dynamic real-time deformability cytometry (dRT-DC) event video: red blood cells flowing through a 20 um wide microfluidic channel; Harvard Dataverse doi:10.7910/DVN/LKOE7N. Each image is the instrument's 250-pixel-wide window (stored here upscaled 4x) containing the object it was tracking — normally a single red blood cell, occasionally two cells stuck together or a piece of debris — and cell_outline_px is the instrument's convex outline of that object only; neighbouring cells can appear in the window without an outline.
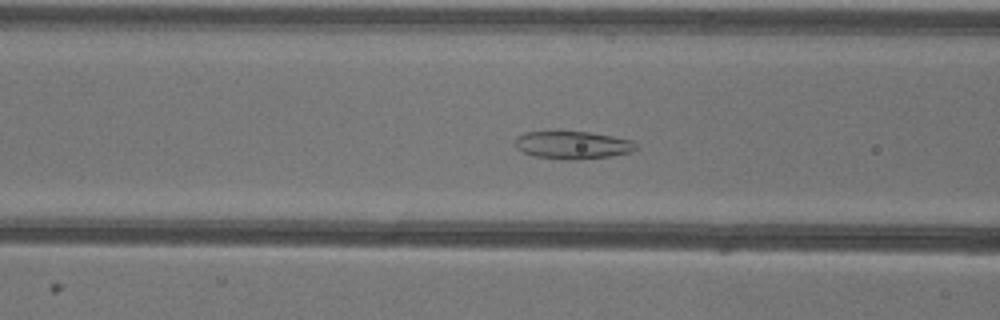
{"species": "common noctule bat (a hibernating species)", "species_latin": "Nyctalus noctula", "temperature_condition": "warm", "stored_images_in_passage": 37, "camera_frame_rate_fps": 3000, "um_per_image_px": 0.085, "animal": {"sex": "female"}, "frame": {"image": 1, "passage_image": 5, "time_ms": 1.333, "image_size_px": [1000, 320], "cell_outline_px": [[636, 148], [632, 152], [612, 156], [580, 160], [564, 160], [536, 156], [524, 152], [516, 148], [516, 136], [524, 132], [556, 128], [588, 132], [612, 136], [632, 140], [636, 144]], "centroid_in_image_um": [48.63, 12.28], "position_along_channel_um": 118.0, "area_um2": 20.46}}
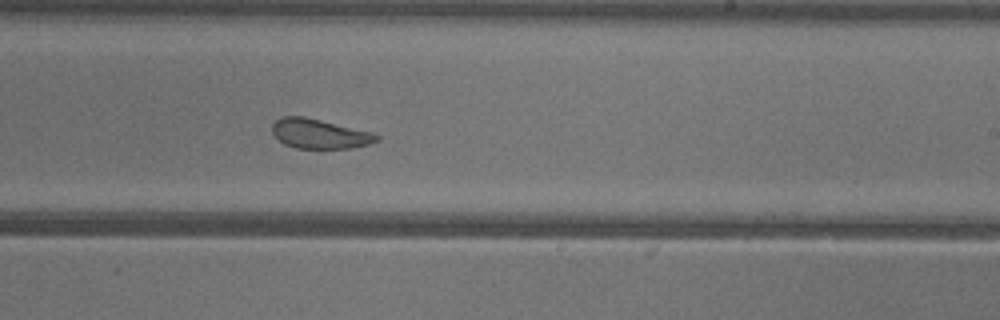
{"frame": {"image": 2, "passage_image": 16, "time_ms": 5.0, "image_size_px": [1000, 320], "cell_outline_px": [[380, 140], [368, 144], [352, 148], [296, 148], [284, 144], [272, 132], [272, 124], [280, 116], [304, 116], [372, 132], [380, 136]], "centroid_in_image_um": [27.16, 11.36], "position_along_channel_um": 261.8, "area_um2": 17.98}}
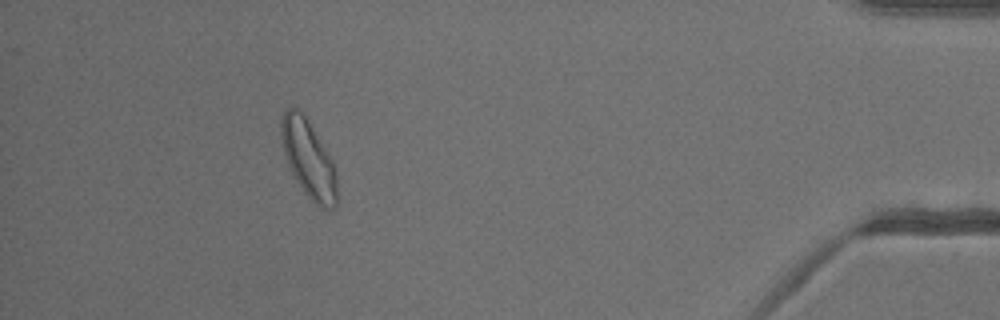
{"frame": {"image": 3, "passage_image": 32, "time_ms": 10.333, "image_size_px": [1000, 320], "cell_outline_px": [[336, 208], [328, 212], [320, 208], [304, 192], [296, 180], [288, 164], [284, 152], [280, 132], [280, 120], [284, 112], [292, 104], [304, 116], [332, 160], [336, 168]], "centroid_in_image_um": [26.22, 13.56], "position_along_channel_um": 409.0, "area_um2": 24.97}, "authors_computed_cell_mechanics": {"area_um2": 20.4612, "velocity_mm_per_s": 3.9278, "shape_relaxation_time_tau1_ms": null, "shape_relaxation_time_tau2_ms": 1.8679, "deformation_change_tau1": null, "deformation_change_tau2": 0.0806}}